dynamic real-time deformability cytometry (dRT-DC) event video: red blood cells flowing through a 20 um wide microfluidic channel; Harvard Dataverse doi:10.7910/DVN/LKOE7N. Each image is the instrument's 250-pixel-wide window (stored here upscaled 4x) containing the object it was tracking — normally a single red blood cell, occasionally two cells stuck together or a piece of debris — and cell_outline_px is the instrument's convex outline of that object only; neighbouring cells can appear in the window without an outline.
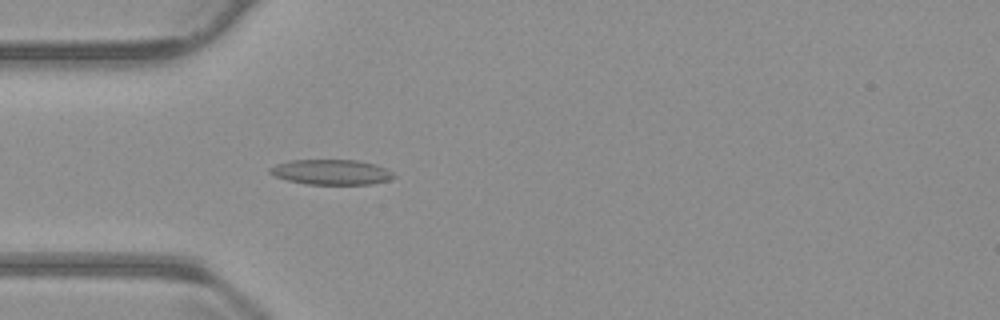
{"species": "common noctule bat (a hibernating species)", "species_latin": "Nyctalus noctula", "temperature_condition": "warm", "stored_images_in_passage": 41, "camera_frame_rate_fps": 3000, "um_per_image_px": 0.085, "animal": {"sex": "male", "body_mass_g": 23.1, "forearm_length_mm": 52.7}, "frame": {"image": 1, "passage_image": 10, "time_ms": 3.0, "image_size_px": [1000, 320], "cell_outline_px": [[396, 176], [388, 180], [372, 184], [304, 184], [288, 180], [276, 176], [268, 172], [268, 168], [276, 164], [292, 160], [356, 160], [376, 164], [392, 172]], "centroid_in_image_um": [28.15, 14.63], "position_along_channel_um": 56.9, "area_um2": 18.09}}
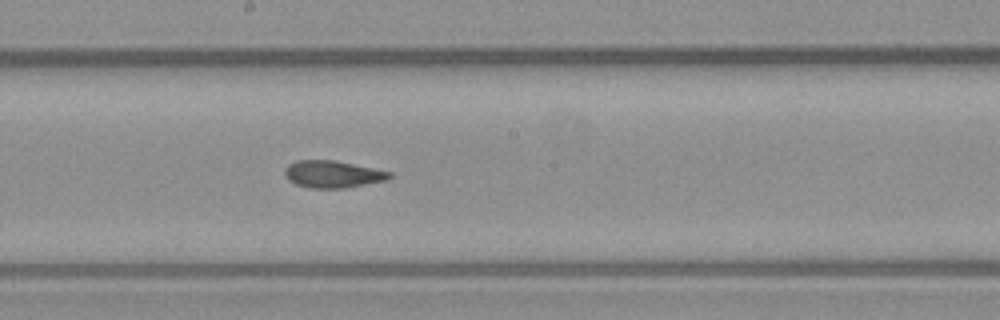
{"frame": {"image": 2, "passage_image": 23, "time_ms": 7.333, "image_size_px": [1000, 320], "cell_outline_px": [[392, 176], [388, 180], [344, 188], [312, 188], [296, 184], [288, 180], [284, 172], [284, 168], [288, 164], [296, 160], [336, 160], [392, 172]], "centroid_in_image_um": [28.28, 14.8], "position_along_channel_um": 219.9, "area_um2": 16.65}}
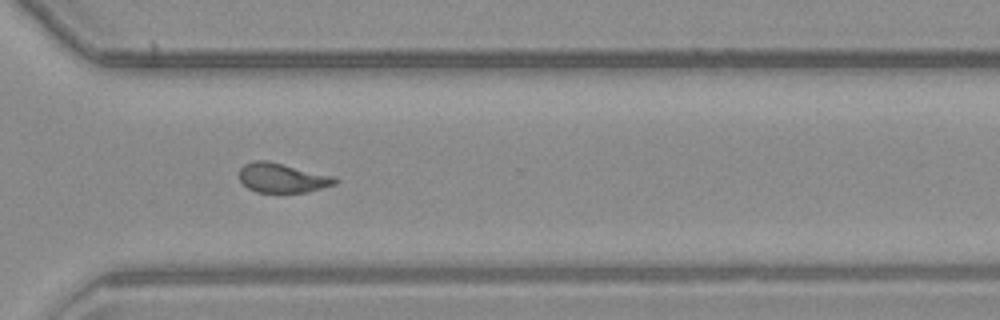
{"frame": {"image": 3, "passage_image": 33, "time_ms": 10.667, "image_size_px": [1000, 320], "cell_outline_px": [[340, 180], [336, 184], [308, 192], [256, 192], [248, 188], [240, 180], [240, 168], [244, 164], [252, 160], [264, 160], [336, 176]], "centroid_in_image_um": [24.03, 15.12], "position_along_channel_um": 346.6, "area_um2": 16.47}, "authors_computed_cell_mechanics": {"area_um2": 17.3978, "velocity_mm_per_s": 3.8142, "shape_relaxation_time_tau1_ms": null, "shape_relaxation_time_tau2_ms": 2.5841, "deformation_change_tau1": null, "deformation_change_tau2": 0.1001}}